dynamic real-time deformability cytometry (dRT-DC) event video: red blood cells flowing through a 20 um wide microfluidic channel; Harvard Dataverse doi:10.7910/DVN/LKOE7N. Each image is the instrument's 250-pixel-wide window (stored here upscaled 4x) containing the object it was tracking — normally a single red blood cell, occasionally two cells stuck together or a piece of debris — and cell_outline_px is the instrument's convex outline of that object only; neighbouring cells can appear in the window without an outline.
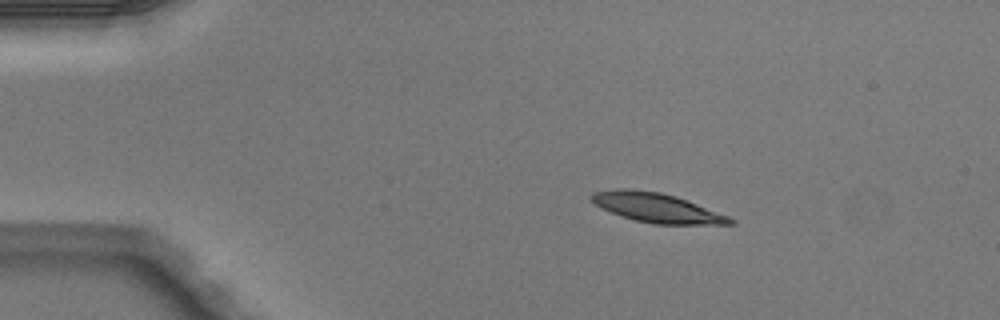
{"species": "Egyptian fruit bat (a non-hibernating species)", "species_latin": "Rousettus aegyptiacus", "temperature_condition": "warm", "stored_images_in_passage": 4, "camera_frame_rate_fps": 3000, "um_per_image_px": 0.085, "animal": {"sex": "male"}, "frame": {"image": 1, "passage_image": 2, "time_ms": 0.333, "image_size_px": [1000, 320], "cell_outline_px": [[736, 224], [652, 224], [620, 216], [592, 204], [588, 196], [592, 192], [616, 188], [628, 188], [660, 192], [676, 196], [728, 216], [736, 220]], "centroid_in_image_um": [55.75, 17.65], "position_along_channel_um": 29.3, "area_um2": 23.87}}
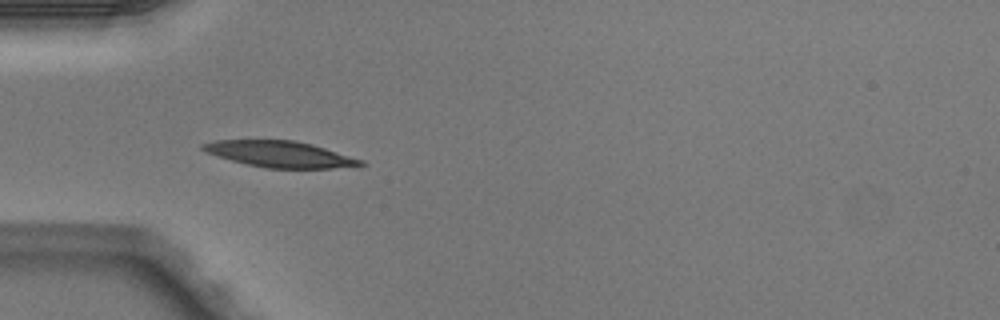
{"frame": {"image": 2, "passage_image": 4, "time_ms": 1.0, "image_size_px": [1000, 320], "cell_outline_px": [[364, 164], [332, 168], [264, 168], [216, 156], [204, 152], [200, 148], [200, 144], [216, 140], [296, 140], [312, 144], [364, 160]], "centroid_in_image_um": [23.74, 13.09], "position_along_channel_um": 61.3, "area_um2": 23.93}}